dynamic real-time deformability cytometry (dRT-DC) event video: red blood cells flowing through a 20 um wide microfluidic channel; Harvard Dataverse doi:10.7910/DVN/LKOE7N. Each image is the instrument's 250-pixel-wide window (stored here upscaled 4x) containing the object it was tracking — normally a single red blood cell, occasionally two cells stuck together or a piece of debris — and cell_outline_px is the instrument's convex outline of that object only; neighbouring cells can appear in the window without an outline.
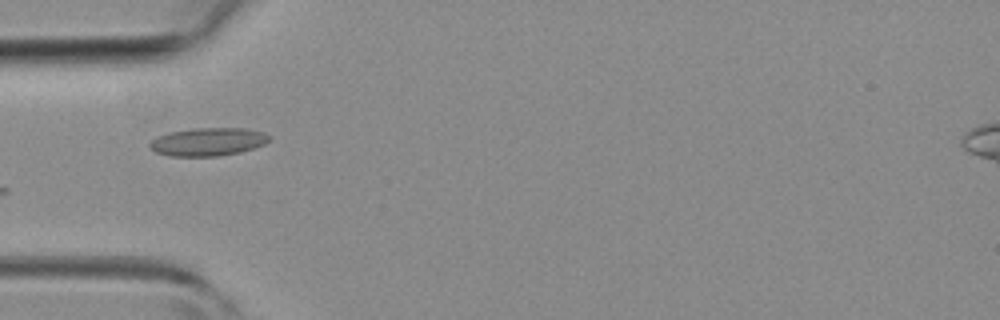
{"species": "common noctule bat (a hibernating species)", "species_latin": "Nyctalus noctula", "temperature_condition": "room temperature", "stored_images_in_passage": 3, "camera_frame_rate_fps": 3000, "um_per_image_px": 0.085, "animal": {"sex": "female", "body_mass_g": 19.3, "forearm_length_mm": 54.1}, "frame": {"image": 1, "passage_image": 3, "time_ms": 3.333, "image_size_px": [1000, 320], "cell_outline_px": [[272, 140], [264, 144], [240, 152], [216, 156], [172, 156], [156, 152], [148, 144], [156, 136], [168, 132], [196, 128], [244, 128], [264, 132], [272, 136]], "centroid_in_image_um": [17.71, 12.04], "position_along_channel_um": 67.3, "area_um2": 19.59}}